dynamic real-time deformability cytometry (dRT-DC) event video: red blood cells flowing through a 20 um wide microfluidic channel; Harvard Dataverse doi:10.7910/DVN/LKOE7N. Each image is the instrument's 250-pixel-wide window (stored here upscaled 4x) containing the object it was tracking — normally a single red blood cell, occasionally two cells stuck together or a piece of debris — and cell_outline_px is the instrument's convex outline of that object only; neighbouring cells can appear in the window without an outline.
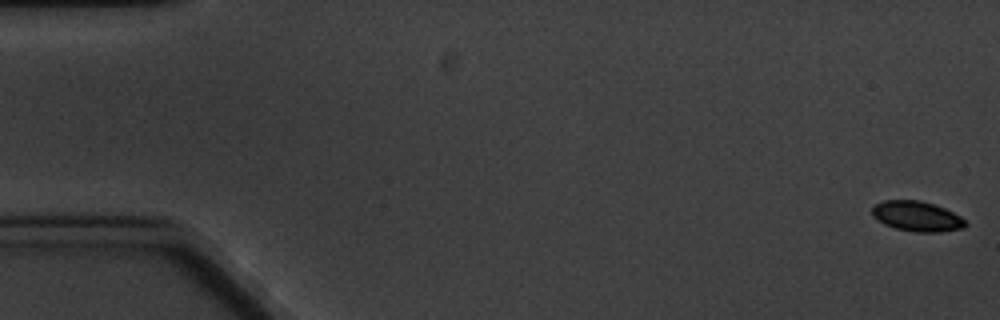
{"species": "common noctule bat (a hibernating species)", "species_latin": "Nyctalus noctula", "temperature_condition": "cold", "stored_images_in_passage": 5, "camera_frame_rate_fps": 3000, "um_per_image_px": 0.085, "animal": {"sex": "male", "body_mass_g": 20.1, "forearm_length_mm": 53.5}, "frame": {"image": 1, "passage_image": 1, "time_ms": 0.0, "image_size_px": [1000, 320], "cell_outline_px": [[968, 224], [964, 228], [940, 232], [912, 232], [896, 228], [884, 224], [872, 216], [872, 204], [884, 200], [920, 200], [944, 208], [960, 216]], "centroid_in_image_um": [77.91, 18.38], "position_along_channel_um": 7.1, "area_um2": 16.47}}
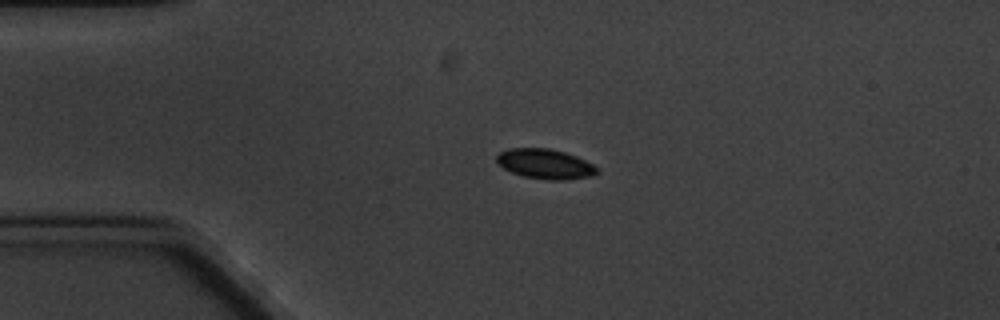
{"frame": {"image": 2, "passage_image": 4, "time_ms": 4.333, "image_size_px": [1000, 320], "cell_outline_px": [[600, 172], [592, 176], [564, 180], [548, 180], [524, 176], [512, 172], [504, 168], [496, 160], [496, 156], [500, 152], [508, 148], [548, 148], [564, 152], [576, 156], [592, 164]], "centroid_in_image_um": [46.34, 13.93], "position_along_channel_um": 38.7, "area_um2": 17.34}}